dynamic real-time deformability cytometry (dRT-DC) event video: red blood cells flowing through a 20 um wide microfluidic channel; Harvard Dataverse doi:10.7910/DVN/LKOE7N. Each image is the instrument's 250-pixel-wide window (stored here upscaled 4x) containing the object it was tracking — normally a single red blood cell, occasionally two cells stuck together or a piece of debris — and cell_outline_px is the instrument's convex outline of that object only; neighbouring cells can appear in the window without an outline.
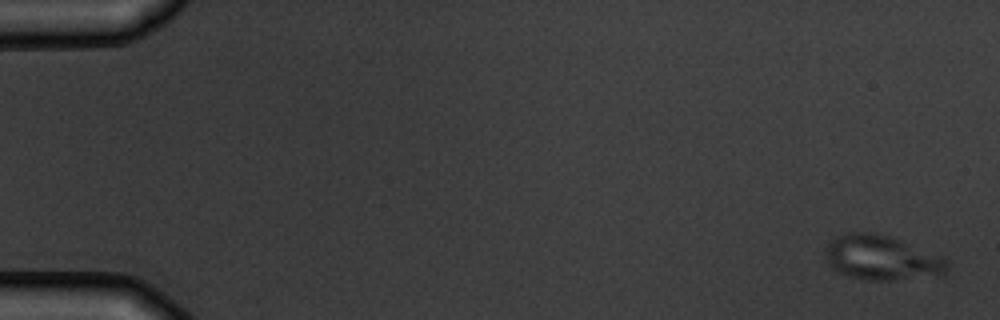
{"species": "common noctule bat (a hibernating species)", "species_latin": "Nyctalus noctula", "temperature_condition": "warm", "stored_images_in_passage": 5, "camera_frame_rate_fps": 3000, "um_per_image_px": 0.085, "animal": {"sex": "male", "body_mass_g": 19.5, "forearm_length_mm": 54.6}, "frame": {"image": 1, "passage_image": 1, "time_ms": 0.0, "image_size_px": [1000, 320], "cell_outline_px": [[948, 268], [940, 276], [892, 280], [868, 280], [848, 276], [832, 268], [828, 264], [824, 256], [824, 252], [828, 244], [840, 232], [872, 232], [892, 236], [948, 260]], "centroid_in_image_um": [74.9, 21.9], "position_along_channel_um": 10.1, "area_um2": 31.91}}